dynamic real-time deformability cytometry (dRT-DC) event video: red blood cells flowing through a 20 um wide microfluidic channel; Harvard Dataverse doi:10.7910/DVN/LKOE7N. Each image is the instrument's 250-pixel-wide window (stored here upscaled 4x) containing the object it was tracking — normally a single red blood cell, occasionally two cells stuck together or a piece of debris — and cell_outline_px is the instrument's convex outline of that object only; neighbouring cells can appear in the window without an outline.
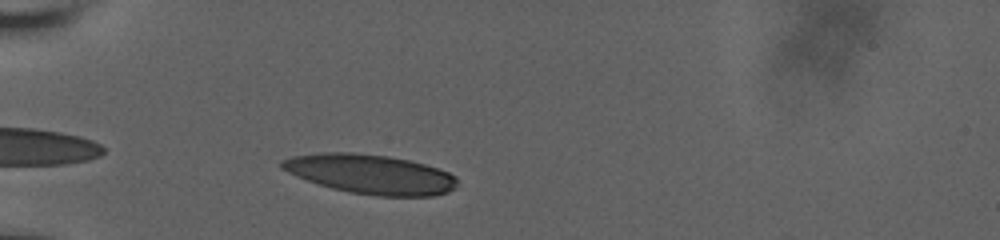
{"species": "human", "species_latin": "Homo sapiens", "temperature_condition": "room temperature", "stored_images_in_passage": 33, "camera_frame_rate_fps": 3000, "um_per_image_px": 0.085, "donor": {"sex": "male"}, "frame": {"image": 1, "passage_image": 3, "time_ms": 0.667, "image_size_px": [1000, 240], "cell_outline_px": [[456, 188], [448, 192], [432, 196], [376, 196], [348, 192], [332, 188], [296, 176], [280, 168], [280, 160], [292, 156], [320, 152], [352, 152], [388, 156], [408, 160], [424, 164], [448, 172], [456, 176]], "centroid_in_image_um": [31.47, 14.8], "position_along_channel_um": 53.5, "area_um2": 40.34}}
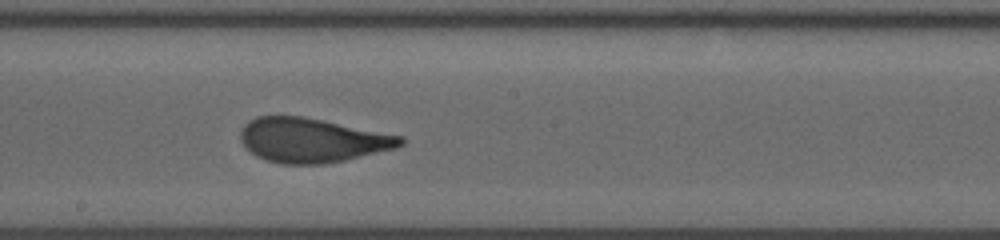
{"frame": {"image": 2, "passage_image": 18, "time_ms": 5.667, "image_size_px": [1000, 240], "cell_outline_px": [[404, 144], [396, 148], [344, 160], [324, 164], [280, 164], [256, 156], [240, 140], [240, 132], [244, 124], [248, 120], [256, 116], [304, 116], [404, 136]], "centroid_in_image_um": [26.53, 11.91], "position_along_channel_um": 221.7, "area_um2": 41.38}}
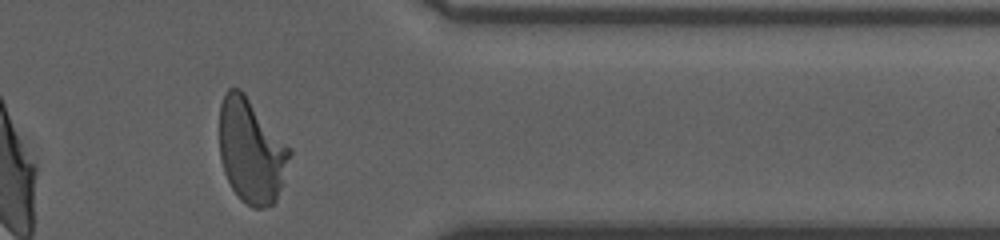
{"frame": {"image": 3, "passage_image": 32, "time_ms": 10.333, "image_size_px": [1000, 240], "cell_outline_px": [[292, 152], [276, 200], [272, 204], [264, 208], [252, 208], [240, 200], [232, 188], [224, 172], [220, 160], [220, 104], [224, 92], [228, 88], [240, 88], [244, 92], [292, 148]], "centroid_in_image_um": [21.35, 12.81], "position_along_channel_um": 390.0, "area_um2": 42.95}, "authors_computed_cell_mechanics": {"area_um2": 41.6738, "velocity_mm_per_s": 3.8276, "shape_relaxation_time_tau1_ms": 5.3736, "shape_relaxation_time_tau2_ms": 0.9388, "deformation_change_tau1": 0.2332, "deformation_change_tau2": 0.0864}}